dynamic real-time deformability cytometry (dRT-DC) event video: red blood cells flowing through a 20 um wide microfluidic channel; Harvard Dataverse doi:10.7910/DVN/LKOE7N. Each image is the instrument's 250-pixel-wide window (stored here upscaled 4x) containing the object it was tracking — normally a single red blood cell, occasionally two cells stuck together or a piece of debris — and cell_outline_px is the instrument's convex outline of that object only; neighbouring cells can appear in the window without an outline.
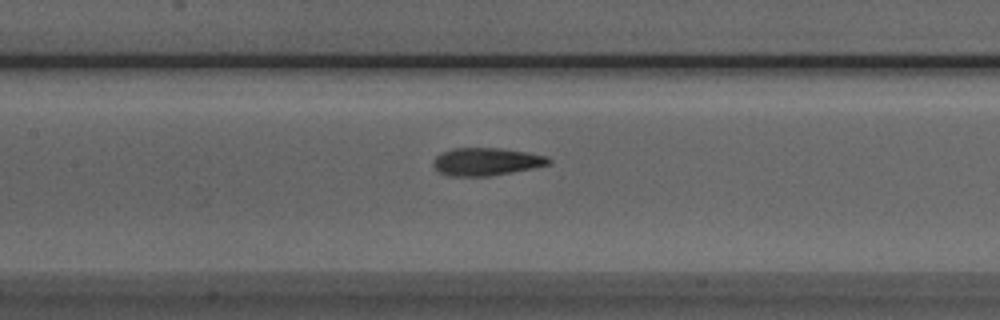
{"species": "Egyptian fruit bat (a non-hibernating species)", "species_latin": "Rousettus aegyptiacus", "temperature_condition": "room temperature", "stored_images_in_passage": 43, "camera_frame_rate_fps": 3000, "um_per_image_px": 0.085, "animal": {"sex": "male"}, "frame": {"image": 1, "passage_image": 24, "time_ms": 7.667, "image_size_px": [1000, 320], "cell_outline_px": [[552, 164], [532, 168], [488, 176], [448, 176], [440, 172], [432, 164], [432, 160], [440, 152], [452, 148], [504, 148], [528, 152], [548, 156], [552, 160]], "centroid_in_image_um": [41.34, 13.72], "position_along_channel_um": 166.1, "area_um2": 18.84}}
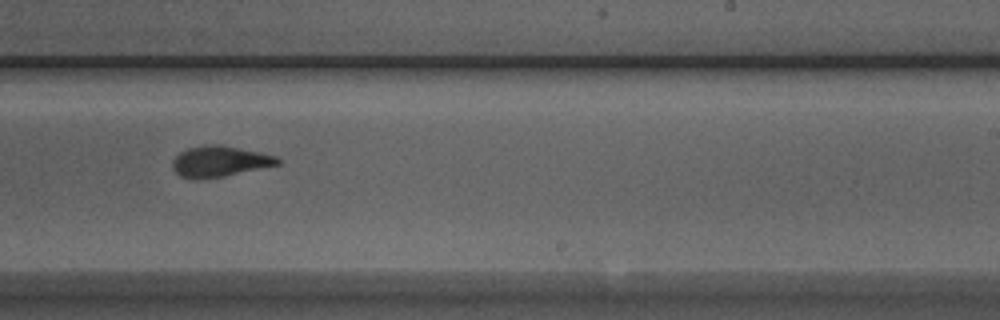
{"frame": {"image": 2, "passage_image": 32, "time_ms": 10.333, "image_size_px": [1000, 320], "cell_outline_px": [[280, 164], [224, 176], [200, 180], [196, 180], [180, 176], [172, 168], [172, 160], [180, 152], [188, 148], [204, 144], [220, 144], [260, 152], [276, 156], [280, 160]], "centroid_in_image_um": [18.64, 13.72], "position_along_channel_um": 270.4, "area_um2": 19.02}}
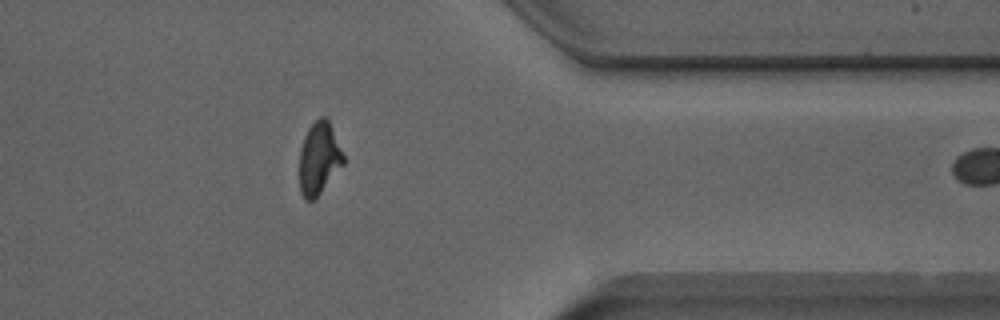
{"frame": {"image": 3, "passage_image": 42, "time_ms": 13.667, "image_size_px": [1000, 320], "cell_outline_px": [[344, 164], [320, 192], [312, 200], [304, 200], [300, 192], [300, 148], [304, 136], [308, 128], [320, 116], [324, 116], [328, 120], [332, 128], [344, 156]], "centroid_in_image_um": [27.1, 13.45], "position_along_channel_um": 384.3, "area_um2": 18.26}}